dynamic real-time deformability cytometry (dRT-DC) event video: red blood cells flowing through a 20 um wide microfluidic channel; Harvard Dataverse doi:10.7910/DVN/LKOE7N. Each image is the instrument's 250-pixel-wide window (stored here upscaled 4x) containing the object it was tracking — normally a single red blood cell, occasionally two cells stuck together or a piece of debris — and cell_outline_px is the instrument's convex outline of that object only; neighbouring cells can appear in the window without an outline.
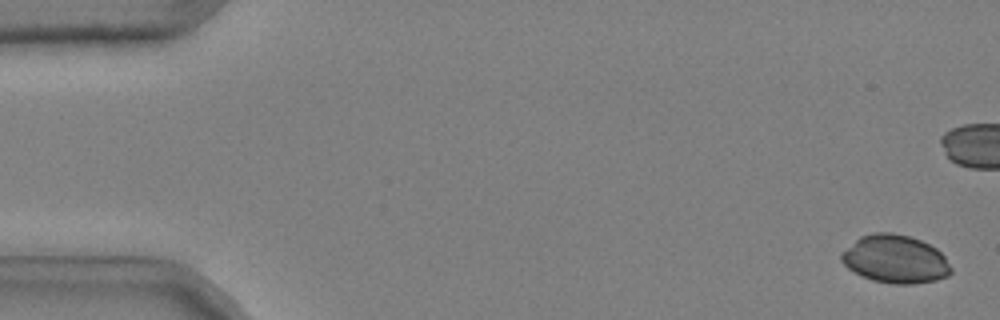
{"species": "common noctule bat (a hibernating species)", "species_latin": "Nyctalus noctula", "temperature_condition": "cold", "stored_images_in_passage": 43, "camera_frame_rate_fps": 3000, "um_per_image_px": 0.085, "animal": {"sex": "male", "body_mass_g": 20.4}, "frame": {"image": 1, "passage_image": 2, "time_ms": 0.333, "image_size_px": [1000, 320], "cell_outline_px": [[952, 272], [948, 276], [936, 280], [912, 284], [892, 284], [872, 280], [860, 276], [852, 272], [840, 260], [840, 252], [860, 236], [872, 232], [892, 232], [908, 236], [920, 240], [936, 248], [944, 256], [952, 268]], "centroid_in_image_um": [76.06, 22.03], "position_along_channel_um": 8.9, "area_um2": 31.04}}
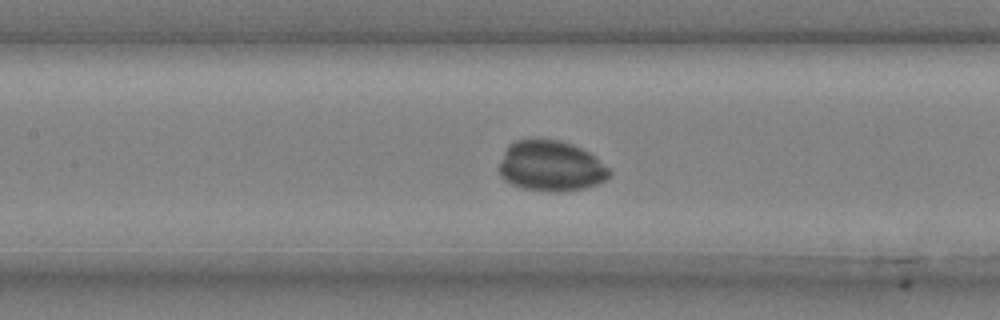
{"frame": {"image": 2, "passage_image": 25, "time_ms": 8.0, "image_size_px": [1000, 320], "cell_outline_px": [[612, 172], [604, 180], [596, 184], [584, 188], [564, 192], [556, 192], [524, 188], [512, 184], [504, 180], [500, 176], [500, 160], [508, 144], [516, 140], [560, 140], [572, 144], [588, 152], [608, 168]], "centroid_in_image_um": [46.8, 14.12], "position_along_channel_um": 160.6, "area_um2": 32.14}}
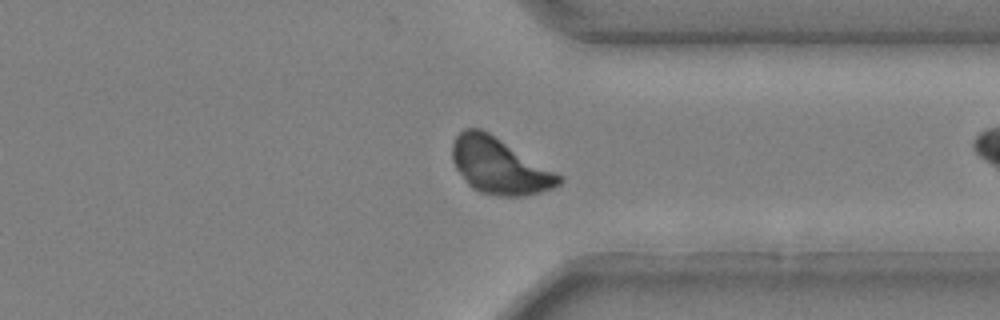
{"frame": {"image": 3, "passage_image": 42, "time_ms": 13.667, "image_size_px": [1000, 320], "cell_outline_px": [[564, 180], [560, 184], [552, 188], [540, 192], [524, 196], [500, 196], [480, 192], [472, 188], [468, 184], [456, 168], [452, 160], [452, 144], [456, 136], [464, 128], [480, 128], [488, 132], [564, 176]], "centroid_in_image_um": [42.46, 14.11], "position_along_channel_um": 368.9, "area_um2": 34.74}}